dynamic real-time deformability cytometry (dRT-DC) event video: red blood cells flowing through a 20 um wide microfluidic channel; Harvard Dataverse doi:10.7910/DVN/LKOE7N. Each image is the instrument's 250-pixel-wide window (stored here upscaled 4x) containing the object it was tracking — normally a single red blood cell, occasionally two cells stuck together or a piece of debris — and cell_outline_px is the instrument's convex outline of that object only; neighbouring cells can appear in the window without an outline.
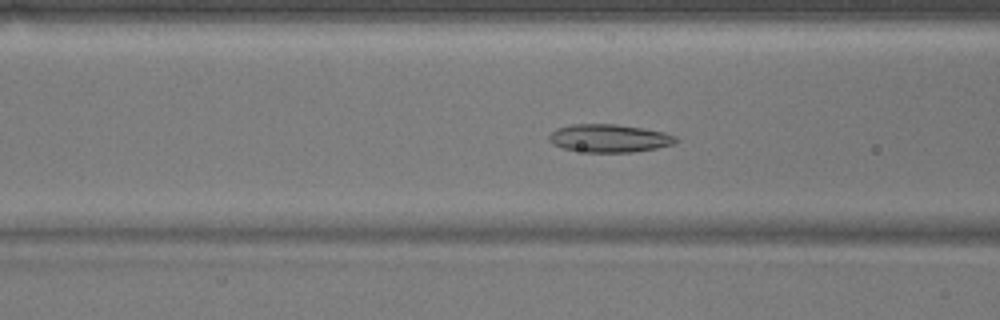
{"species": "common noctule bat (a hibernating species)", "species_latin": "Nyctalus noctula", "temperature_condition": "warm", "stored_images_in_passage": 36, "camera_frame_rate_fps": 3000, "um_per_image_px": 0.085, "animal": {"sex": "male", "body_mass_g": 17.9}, "frame": {"image": 1, "passage_image": 6, "time_ms": 1.667, "image_size_px": [1000, 320], "cell_outline_px": [[680, 140], [672, 144], [656, 148], [632, 152], [588, 152], [560, 148], [552, 144], [548, 140], [548, 136], [556, 128], [572, 124], [616, 124], [644, 128], [664, 132], [676, 136]], "centroid_in_image_um": [51.77, 11.75], "position_along_channel_um": 114.8, "area_um2": 20.81}}
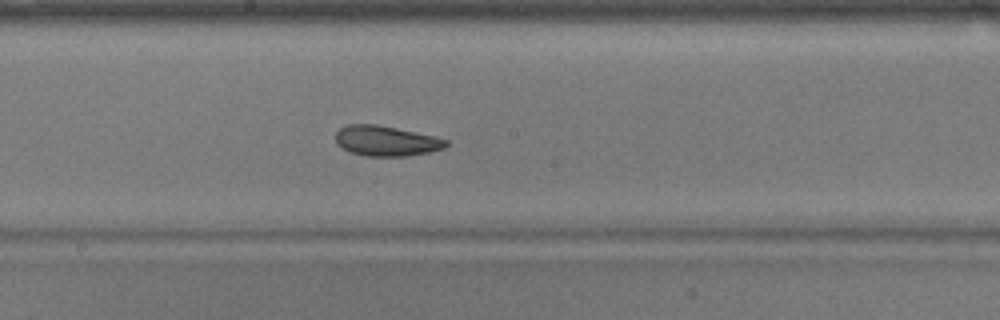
{"frame": {"image": 2, "passage_image": 14, "time_ms": 4.333, "image_size_px": [1000, 320], "cell_outline_px": [[448, 144], [444, 148], [428, 152], [408, 156], [364, 156], [348, 152], [340, 148], [336, 144], [336, 132], [340, 128], [348, 124], [376, 124], [436, 136], [448, 140]], "centroid_in_image_um": [32.79, 11.98], "position_along_channel_um": 215.4, "area_um2": 19.65}}
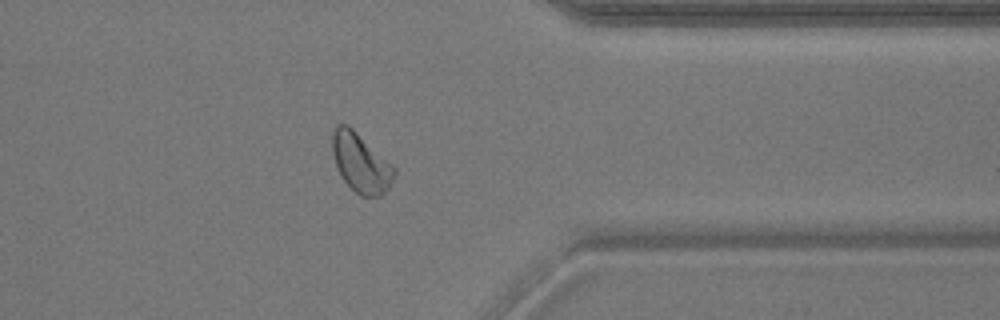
{"frame": {"image": 3, "passage_image": 28, "time_ms": 9.0, "image_size_px": [1000, 320], "cell_outline_px": [[396, 172], [388, 188], [380, 196], [360, 196], [340, 176], [332, 152], [332, 132], [336, 124], [348, 124], [392, 164], [396, 168]], "centroid_in_image_um": [30.65, 13.82], "position_along_channel_um": 380.7, "area_um2": 21.15}, "authors_computed_cell_mechanics": {"area_um2": 20.1722, "velocity_mm_per_s": 3.7688, "shape_relaxation_time_tau1_ms": 6.1148, "shape_relaxation_time_tau2_ms": 1.9092, "deformation_change_tau1": 0.1247, "deformation_change_tau2": 0.0807}}